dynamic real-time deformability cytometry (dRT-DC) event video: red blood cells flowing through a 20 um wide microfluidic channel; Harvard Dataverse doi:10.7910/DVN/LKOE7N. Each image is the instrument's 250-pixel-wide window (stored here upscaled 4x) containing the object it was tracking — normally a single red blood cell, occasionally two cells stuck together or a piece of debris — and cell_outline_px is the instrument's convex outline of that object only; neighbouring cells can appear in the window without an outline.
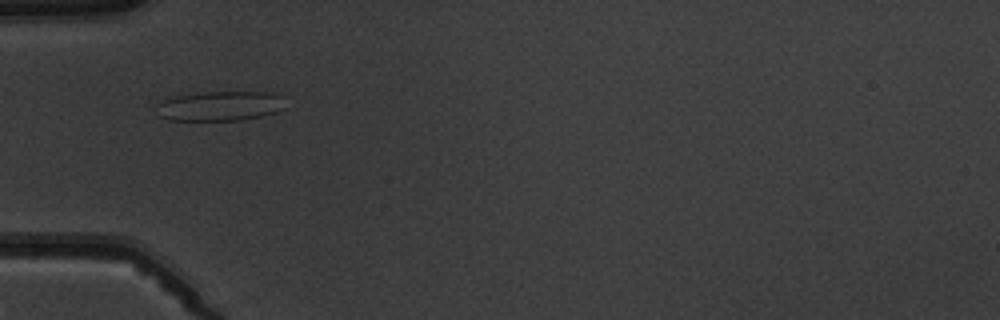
{"species": "common noctule bat (a hibernating species)", "species_latin": "Nyctalus noctula", "temperature_condition": "warm", "stored_images_in_passage": 5, "camera_frame_rate_fps": 3000, "um_per_image_px": 0.085, "animal": {"sex": "male", "body_mass_g": 19.5, "forearm_length_mm": 54.6}, "frame": {"image": 1, "passage_image": 1, "time_ms": 0.0, "image_size_px": [1000, 320], "cell_outline_px": [[284, 108], [276, 112], [264, 116], [240, 120], [168, 120], [160, 116], [156, 104], [164, 100], [176, 96], [204, 92], [272, 92], [284, 96]], "centroid_in_image_um": [18.76, 9.01], "position_along_channel_um": 66.2, "area_um2": 22.37}}
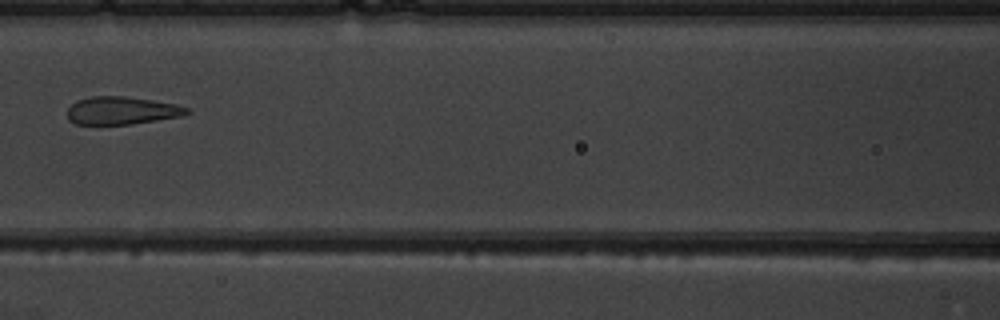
{"frame": {"image": 2, "passage_image": 3, "time_ms": 2.333, "image_size_px": [1000, 320], "cell_outline_px": [[192, 112], [180, 116], [132, 124], [76, 124], [68, 120], [68, 108], [76, 100], [92, 96], [124, 96], [152, 100], [176, 104], [188, 108]], "centroid_in_image_um": [10.33, 9.39], "position_along_channel_um": 156.3, "area_um2": 19.31}}
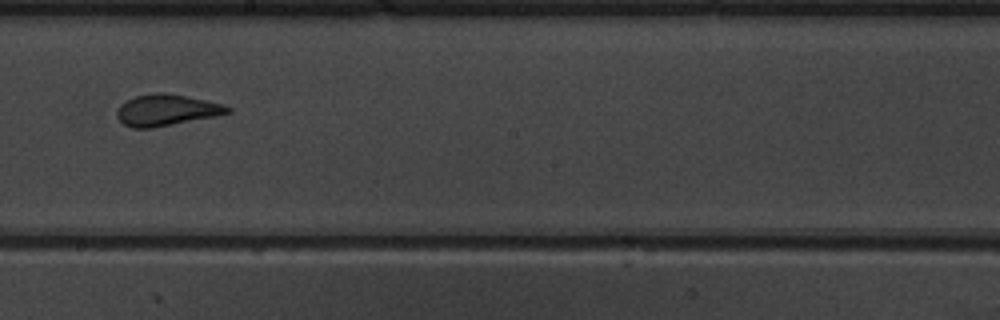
{"frame": {"image": 3, "passage_image": 5, "time_ms": 4.333, "image_size_px": [1000, 320], "cell_outline_px": [[232, 112], [216, 116], [152, 128], [132, 128], [124, 124], [116, 116], [116, 108], [124, 100], [136, 96], [152, 92], [164, 92], [224, 104], [232, 108]], "centroid_in_image_um": [14.12, 9.35], "position_along_channel_um": 234.1, "area_um2": 20.35}}